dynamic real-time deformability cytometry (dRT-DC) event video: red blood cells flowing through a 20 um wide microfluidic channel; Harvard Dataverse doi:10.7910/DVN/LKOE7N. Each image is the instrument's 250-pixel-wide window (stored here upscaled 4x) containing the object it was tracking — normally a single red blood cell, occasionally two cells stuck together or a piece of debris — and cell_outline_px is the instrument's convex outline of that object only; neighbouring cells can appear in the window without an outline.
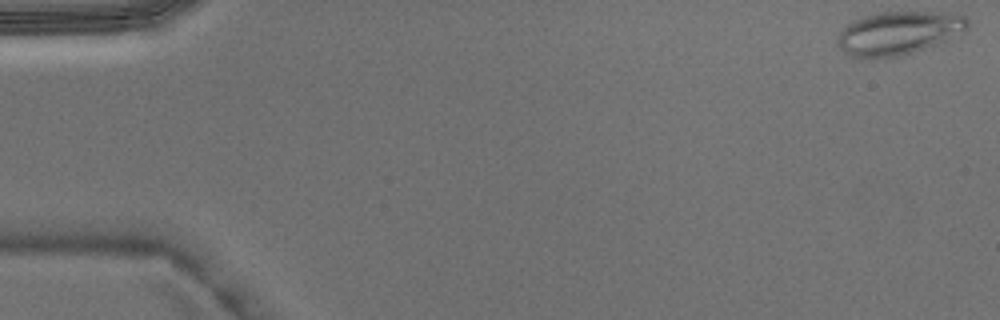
{"species": "Egyptian fruit bat (a non-hibernating species)", "species_latin": "Rousettus aegyptiacus", "temperature_condition": "warm", "stored_images_in_passage": 4, "camera_frame_rate_fps": 3000, "um_per_image_px": 0.085, "animal": {"sex": "male"}, "frame": {"image": 1, "passage_image": 1, "time_ms": 0.0, "image_size_px": [1000, 320], "cell_outline_px": [[968, 28], [936, 44], [900, 56], [860, 60], [848, 56], [836, 44], [836, 40], [840, 28], [852, 20], [860, 16], [876, 12], [956, 12], [964, 16], [968, 20]], "centroid_in_image_um": [76.26, 2.81], "position_along_channel_um": 8.7, "area_um2": 33.47}}